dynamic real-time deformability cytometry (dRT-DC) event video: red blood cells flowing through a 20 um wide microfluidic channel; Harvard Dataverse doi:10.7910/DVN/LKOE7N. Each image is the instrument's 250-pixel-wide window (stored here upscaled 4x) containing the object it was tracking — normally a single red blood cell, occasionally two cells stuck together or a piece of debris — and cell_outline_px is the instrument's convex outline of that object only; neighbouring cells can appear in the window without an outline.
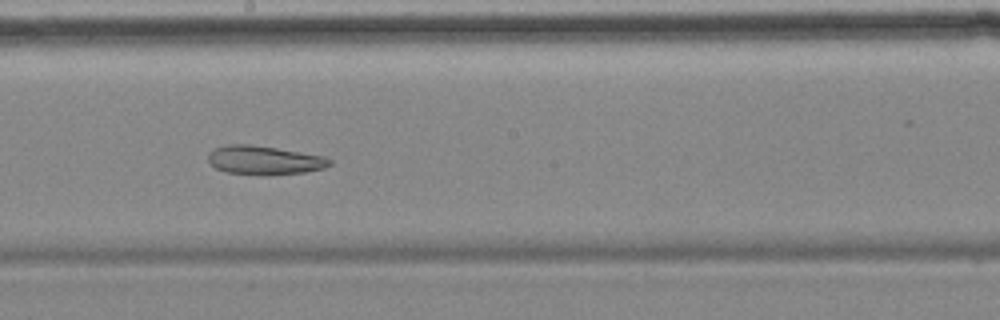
{"species": "common noctule bat (a hibernating species)", "species_latin": "Nyctalus noctula", "temperature_condition": "cold", "stored_images_in_passage": 10, "camera_frame_rate_fps": 3000, "um_per_image_px": 0.085, "animal": {"sex": "female", "body_mass_g": 18.4}, "frame": {"image": 1, "passage_image": 9, "time_ms": 9.333, "image_size_px": [1000, 320], "cell_outline_px": [[332, 164], [324, 168], [304, 172], [264, 176], [228, 172], [216, 168], [208, 160], [208, 152], [216, 148], [228, 144], [248, 144], [276, 148], [324, 156], [332, 160]], "centroid_in_image_um": [22.47, 13.62], "position_along_channel_um": 225.7, "area_um2": 20.4}}